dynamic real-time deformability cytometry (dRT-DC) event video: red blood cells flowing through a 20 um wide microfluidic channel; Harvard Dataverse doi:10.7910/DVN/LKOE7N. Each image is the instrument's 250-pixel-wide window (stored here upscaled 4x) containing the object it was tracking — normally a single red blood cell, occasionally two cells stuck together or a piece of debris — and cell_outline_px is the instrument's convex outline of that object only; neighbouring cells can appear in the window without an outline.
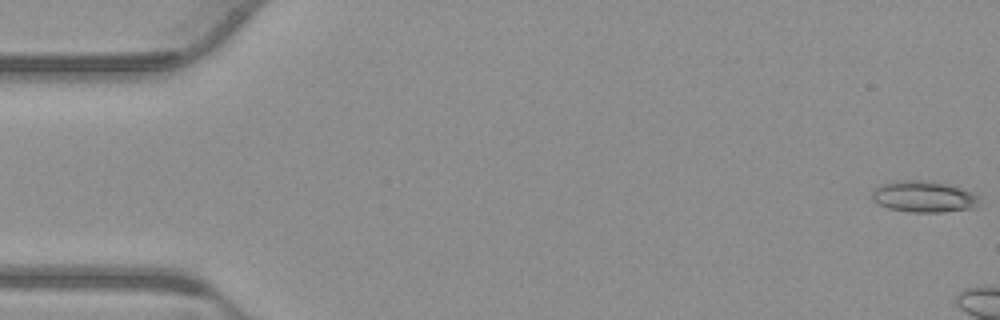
{"species": "common noctule bat (a hibernating species)", "species_latin": "Nyctalus noctula", "temperature_condition": "warm", "stored_images_in_passage": 6, "camera_frame_rate_fps": 3000, "um_per_image_px": 0.085, "animal": {"sex": "male", "body_mass_g": 23.1, "forearm_length_mm": 52.7}, "frame": {"image": 1, "passage_image": 1, "time_ms": 0.0, "image_size_px": [1000, 320], "cell_outline_px": [[980, 196], [976, 208], [944, 212], [912, 212], [888, 208], [872, 200], [872, 192], [880, 184], [900, 180], [924, 180], [948, 184], [972, 192]], "centroid_in_image_um": [78.54, 16.71], "position_along_channel_um": 6.5, "area_um2": 19.65}}